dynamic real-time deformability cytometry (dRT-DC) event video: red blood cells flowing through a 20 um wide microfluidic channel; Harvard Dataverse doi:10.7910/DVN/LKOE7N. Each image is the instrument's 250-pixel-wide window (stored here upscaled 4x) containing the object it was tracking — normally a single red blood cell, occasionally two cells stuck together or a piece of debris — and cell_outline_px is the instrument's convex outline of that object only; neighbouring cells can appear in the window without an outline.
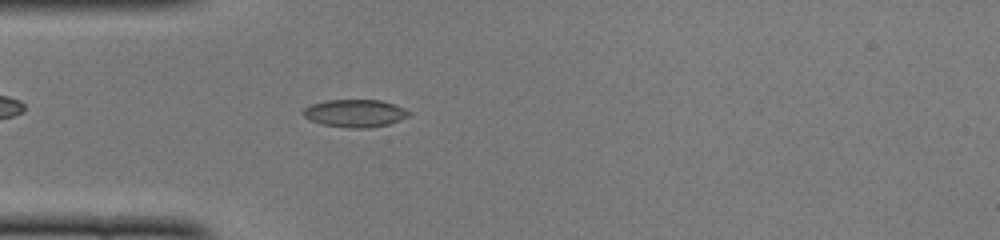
{"species": "common noctule bat (a hibernating species)", "species_latin": "Nyctalus noctula", "temperature_condition": "cold", "stored_images_in_passage": 38, "camera_frame_rate_fps": 3000, "um_per_image_px": 0.085, "animal": {"sex": "female", "body_mass_g": 22.0, "forearm_length_mm": 56.7}, "frame": {"image": 1, "passage_image": 2, "time_ms": 0.333, "image_size_px": [1000, 240], "cell_outline_px": [[412, 112], [408, 116], [400, 120], [388, 124], [368, 128], [348, 128], [320, 124], [304, 116], [300, 112], [304, 108], [312, 104], [328, 100], [380, 100], [404, 108]], "centroid_in_image_um": [30.16, 9.63], "position_along_channel_um": 54.8, "area_um2": 16.99}}
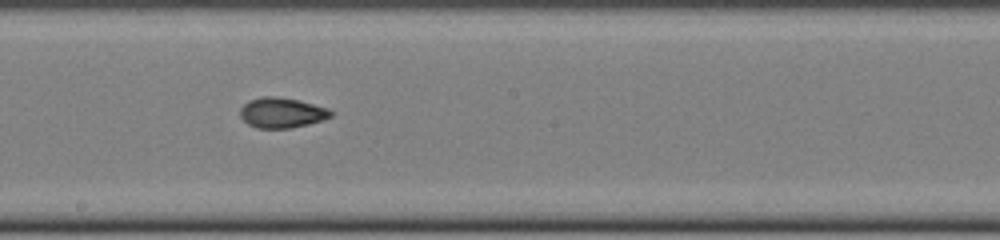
{"frame": {"image": 2, "passage_image": 15, "time_ms": 4.667, "image_size_px": [1000, 240], "cell_outline_px": [[332, 116], [324, 120], [308, 124], [288, 128], [256, 128], [248, 124], [240, 116], [240, 108], [248, 100], [264, 96], [276, 96], [296, 100], [328, 108], [332, 112]], "centroid_in_image_um": [23.93, 9.58], "position_along_channel_um": 224.3, "area_um2": 15.9}}
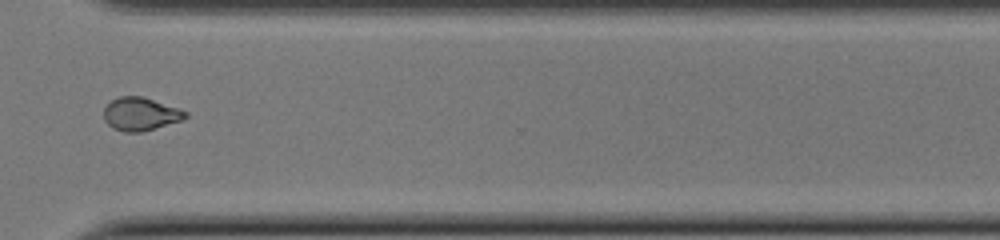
{"frame": {"image": 3, "passage_image": 25, "time_ms": 8.0, "image_size_px": [1000, 240], "cell_outline_px": [[188, 116], [180, 120], [140, 132], [124, 132], [112, 128], [104, 120], [104, 108], [112, 100], [120, 96], [140, 96], [188, 112]], "centroid_in_image_um": [11.89, 9.7], "position_along_channel_um": 358.7, "area_um2": 15.32}, "authors_computed_cell_mechanics": {"area_um2": 15.895, "velocity_mm_per_s": 4.0099, "shape_relaxation_time_tau1_ms": null, "shape_relaxation_time_tau2_ms": 1.6091, "deformation_change_tau1": null, "deformation_change_tau2": 0.0627}}